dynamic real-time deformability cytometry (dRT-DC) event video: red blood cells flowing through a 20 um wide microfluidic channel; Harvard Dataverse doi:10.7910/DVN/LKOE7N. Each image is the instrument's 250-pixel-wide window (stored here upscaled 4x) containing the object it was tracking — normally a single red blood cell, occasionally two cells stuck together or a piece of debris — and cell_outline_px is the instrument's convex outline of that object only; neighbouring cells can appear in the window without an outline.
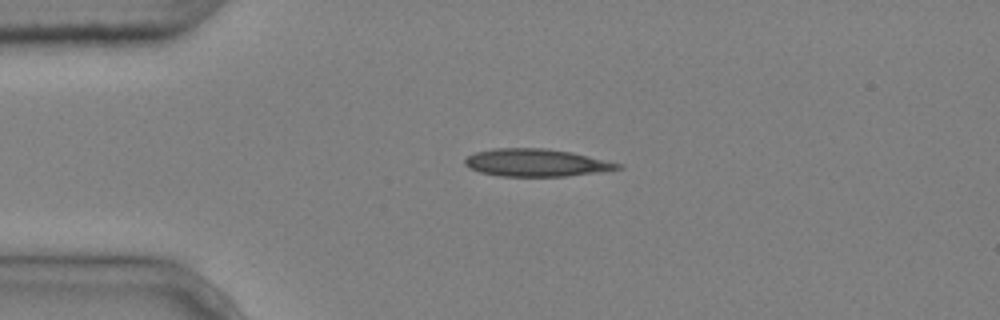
{"species": "common noctule bat (a hibernating species)", "species_latin": "Nyctalus noctula", "temperature_condition": "cold", "stored_images_in_passage": 2, "camera_frame_rate_fps": 3000, "um_per_image_px": 0.085, "animal": {"sex": "male", "body_mass_g": 20.4}, "frame": {"image": 1, "passage_image": 1, "time_ms": 0.0, "image_size_px": [1000, 320], "cell_outline_px": [[624, 168], [604, 172], [568, 176], [500, 176], [480, 172], [468, 168], [464, 164], [464, 160], [468, 156], [476, 152], [492, 148], [544, 148], [572, 152], [624, 164]], "centroid_in_image_um": [45.63, 13.83], "position_along_channel_um": 39.4, "area_um2": 24.85}}